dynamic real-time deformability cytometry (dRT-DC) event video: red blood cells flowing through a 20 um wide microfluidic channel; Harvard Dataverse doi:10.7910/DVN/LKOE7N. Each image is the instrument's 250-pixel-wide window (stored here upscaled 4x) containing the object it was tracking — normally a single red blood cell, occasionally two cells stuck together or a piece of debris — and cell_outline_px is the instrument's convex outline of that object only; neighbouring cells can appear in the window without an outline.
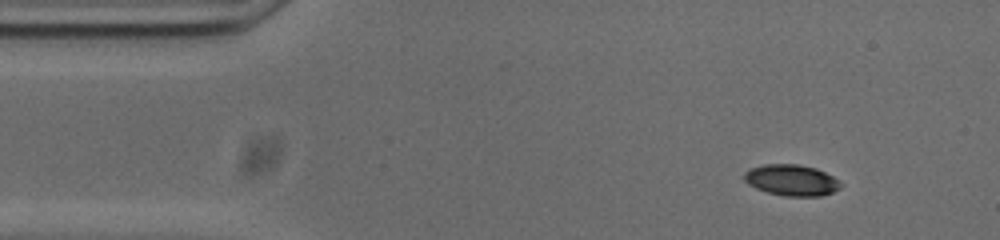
{"species": "common noctule bat (a hibernating species)", "species_latin": "Nyctalus noctula", "temperature_condition": "cold", "stored_images_in_passage": 53, "camera_frame_rate_fps": 3000, "um_per_image_px": 0.085, "animal": {"sex": "male", "body_mass_g": 20.0, "forearm_length_mm": 53.3}, "frame": {"image": 1, "passage_image": 5, "time_ms": 1.333, "image_size_px": [1000, 240], "cell_outline_px": [[840, 188], [832, 192], [820, 196], [784, 196], [768, 192], [756, 188], [748, 184], [744, 180], [744, 172], [752, 168], [764, 164], [796, 164], [816, 168], [832, 176], [840, 184]], "centroid_in_image_um": [67.25, 15.31], "position_along_channel_um": 17.8, "area_um2": 17.28}}
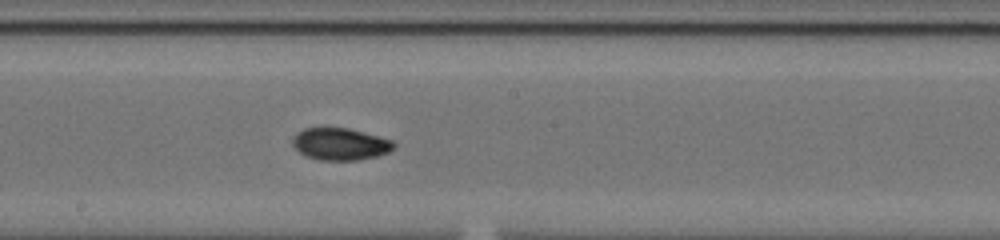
{"frame": {"image": 2, "passage_image": 27, "time_ms": 8.667, "image_size_px": [1000, 240], "cell_outline_px": [[396, 144], [388, 152], [376, 156], [356, 160], [320, 160], [308, 156], [300, 152], [292, 144], [292, 140], [296, 132], [304, 128], [320, 124], [324, 124], [348, 128], [392, 140]], "centroid_in_image_um": [28.85, 12.18], "position_along_channel_um": 219.3, "area_um2": 19.36}}
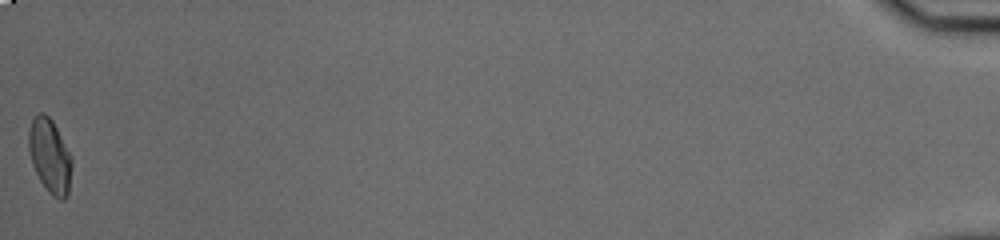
{"frame": {"image": 3, "passage_image": 53, "time_ms": 17.333, "image_size_px": [1000, 240], "cell_outline_px": [[72, 164], [68, 192], [64, 200], [60, 200], [52, 196], [48, 192], [40, 180], [32, 164], [28, 148], [28, 132], [32, 120], [40, 112], [44, 112], [52, 120], [72, 156]], "centroid_in_image_um": [4.24, 13.26], "position_along_channel_um": 431.0, "area_um2": 18.61}, "authors_computed_cell_mechanics": {"area_um2": 18.3226, "velocity_mm_per_s": 3.7461, "shape_relaxation_time_tau1_ms": 6.9181, "shape_relaxation_time_tau2_ms": 3.5883, "deformation_change_tau1": 0.1927, "deformation_change_tau2": 0.0609}}